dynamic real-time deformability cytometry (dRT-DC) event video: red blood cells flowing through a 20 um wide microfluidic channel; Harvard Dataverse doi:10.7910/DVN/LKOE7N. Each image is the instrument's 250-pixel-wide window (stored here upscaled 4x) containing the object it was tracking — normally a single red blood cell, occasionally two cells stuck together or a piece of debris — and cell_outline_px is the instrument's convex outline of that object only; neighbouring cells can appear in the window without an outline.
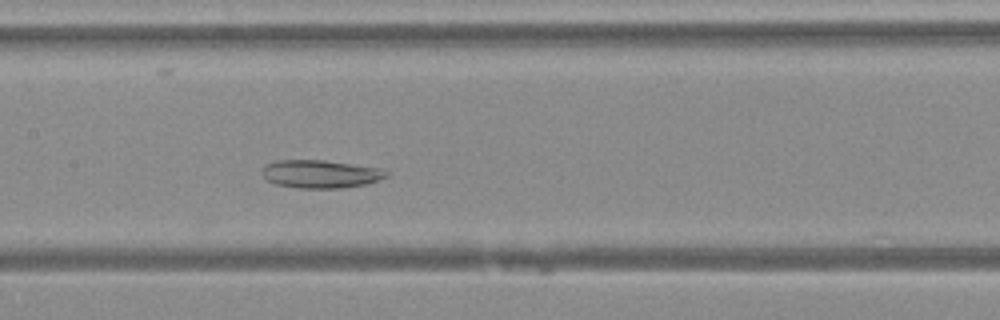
{"species": "Egyptian fruit bat (a non-hibernating species)", "species_latin": "Rousettus aegyptiacus", "temperature_condition": "warm", "stored_images_in_passage": 46, "camera_frame_rate_fps": 3000, "um_per_image_px": 0.085, "animal": {"sex": "female"}, "frame": {"image": 1, "passage_image": 21, "time_ms": 6.667, "image_size_px": [1000, 320], "cell_outline_px": [[388, 176], [364, 184], [340, 188], [296, 188], [276, 184], [268, 180], [264, 176], [264, 164], [276, 160], [324, 160], [384, 168], [388, 172]], "centroid_in_image_um": [27.26, 14.78], "position_along_channel_um": 180.1, "area_um2": 20.23}}
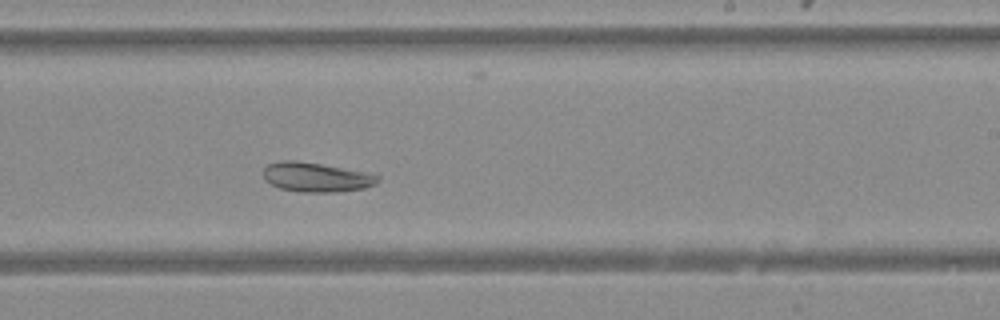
{"frame": {"image": 2, "passage_image": 27, "time_ms": 8.667, "image_size_px": [1000, 320], "cell_outline_px": [[380, 180], [376, 184], [364, 188], [336, 192], [300, 192], [280, 188], [264, 180], [264, 168], [268, 164], [280, 160], [292, 160], [320, 164], [380, 176]], "centroid_in_image_um": [26.84, 15.07], "position_along_channel_um": 262.2, "area_um2": 19.31}}
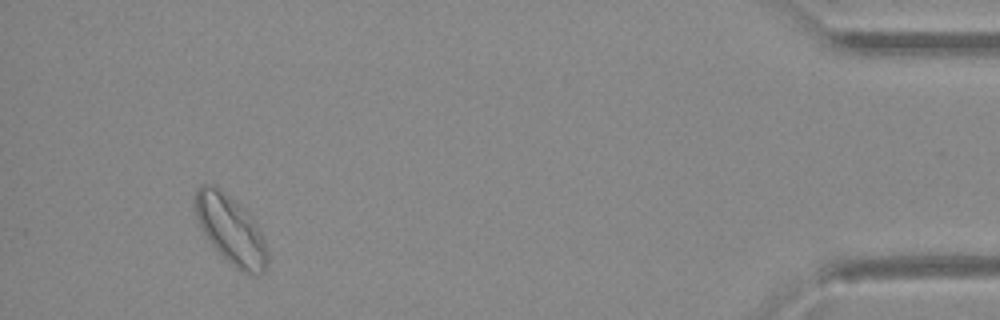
{"frame": {"image": 3, "passage_image": 43, "time_ms": 14.0, "image_size_px": [1000, 320], "cell_outline_px": [[268, 264], [264, 272], [260, 276], [248, 276], [236, 268], [212, 244], [204, 232], [196, 216], [196, 188], [204, 184], [216, 184], [252, 216], [264, 240], [268, 252]], "centroid_in_image_um": [19.67, 19.56], "position_along_channel_um": 415.5, "area_um2": 28.67}}